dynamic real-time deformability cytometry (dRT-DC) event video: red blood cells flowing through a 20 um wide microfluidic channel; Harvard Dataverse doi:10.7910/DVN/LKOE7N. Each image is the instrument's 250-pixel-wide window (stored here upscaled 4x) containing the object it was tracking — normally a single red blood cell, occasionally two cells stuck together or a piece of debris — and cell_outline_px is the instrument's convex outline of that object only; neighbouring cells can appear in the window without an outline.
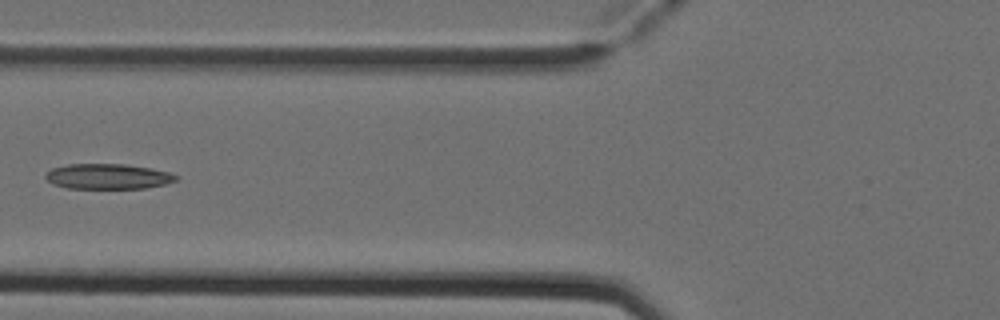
{"species": "Egyptian fruit bat (a non-hibernating species)", "species_latin": "Rousettus aegyptiacus", "temperature_condition": "cold", "stored_images_in_passage": 5, "camera_frame_rate_fps": 3000, "um_per_image_px": 0.085, "animal": {"sex": "female"}, "frame": {"image": 1, "passage_image": 5, "time_ms": 1.333, "image_size_px": [1000, 320], "cell_outline_px": [[180, 176], [176, 180], [168, 184], [144, 188], [68, 188], [52, 184], [44, 176], [52, 168], [68, 164], [124, 164], [152, 168], [168, 172]], "centroid_in_image_um": [9.2, 14.99], "position_along_channel_um": 116.6, "area_um2": 19.25}}